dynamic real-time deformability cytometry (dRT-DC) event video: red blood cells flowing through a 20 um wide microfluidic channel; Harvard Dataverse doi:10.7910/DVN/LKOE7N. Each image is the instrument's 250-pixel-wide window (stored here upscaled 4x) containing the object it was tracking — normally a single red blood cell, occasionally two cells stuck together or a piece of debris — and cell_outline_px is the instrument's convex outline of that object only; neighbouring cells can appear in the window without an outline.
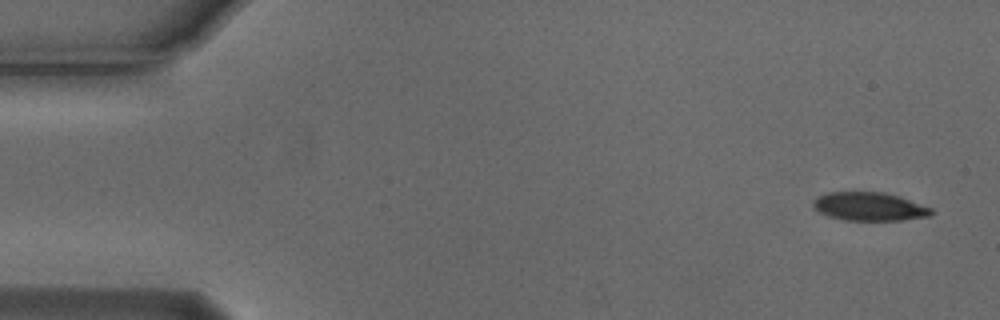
{"species": "Egyptian fruit bat (a non-hibernating species)", "species_latin": "Rousettus aegyptiacus", "temperature_condition": "cold", "stored_images_in_passage": 53, "camera_frame_rate_fps": 3000, "um_per_image_px": 0.085, "animal": {"sex": "male"}, "frame": {"image": 1, "passage_image": 1, "time_ms": 0.0, "image_size_px": [1000, 320], "cell_outline_px": [[932, 216], [900, 220], [848, 220], [828, 216], [820, 212], [812, 204], [820, 196], [828, 192], [884, 192], [932, 208]], "centroid_in_image_um": [73.91, 17.56], "position_along_channel_um": 11.1, "area_um2": 19.13}}
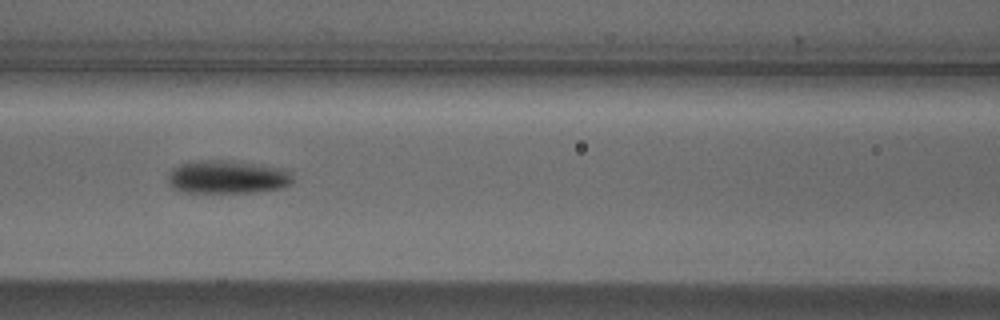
{"frame": {"image": 2, "passage_image": 22, "time_ms": 7.0, "image_size_px": [1000, 320], "cell_outline_px": [[292, 184], [280, 188], [256, 192], [180, 192], [172, 188], [168, 184], [168, 176], [172, 168], [180, 164], [192, 160], [232, 160], [280, 168], [288, 172], [292, 176]], "centroid_in_image_um": [19.26, 15.04], "position_along_channel_um": 147.3, "area_um2": 24.28}}
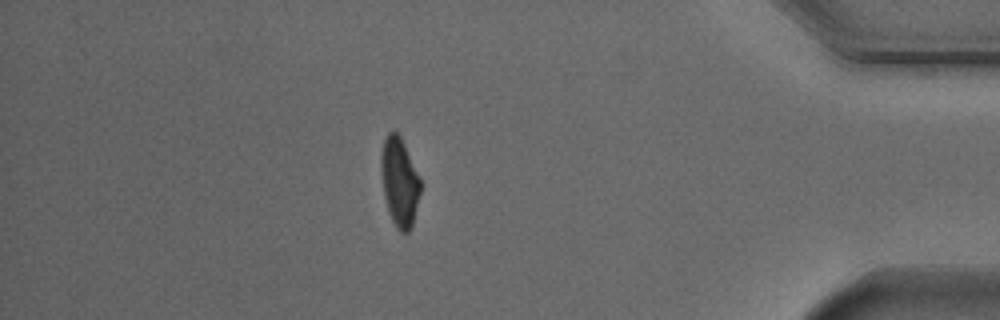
{"frame": {"image": 3, "passage_image": 46, "time_ms": 15.0, "image_size_px": [1000, 320], "cell_outline_px": [[420, 192], [412, 224], [408, 232], [400, 232], [396, 228], [392, 220], [384, 196], [380, 168], [380, 156], [384, 140], [388, 132], [396, 132], [400, 136], [420, 176]], "centroid_in_image_um": [33.94, 15.44], "position_along_channel_um": 401.3, "area_um2": 20.17}, "authors_computed_cell_mechanics": {"area_um2": 21.4438, "velocity_mm_per_s": 3.7275, "shape_relaxation_time_tau1_ms": 2.5539, "shape_relaxation_time_tau2_ms": null, "deformation_change_tau1": 0.1291, "deformation_change_tau2": null}}